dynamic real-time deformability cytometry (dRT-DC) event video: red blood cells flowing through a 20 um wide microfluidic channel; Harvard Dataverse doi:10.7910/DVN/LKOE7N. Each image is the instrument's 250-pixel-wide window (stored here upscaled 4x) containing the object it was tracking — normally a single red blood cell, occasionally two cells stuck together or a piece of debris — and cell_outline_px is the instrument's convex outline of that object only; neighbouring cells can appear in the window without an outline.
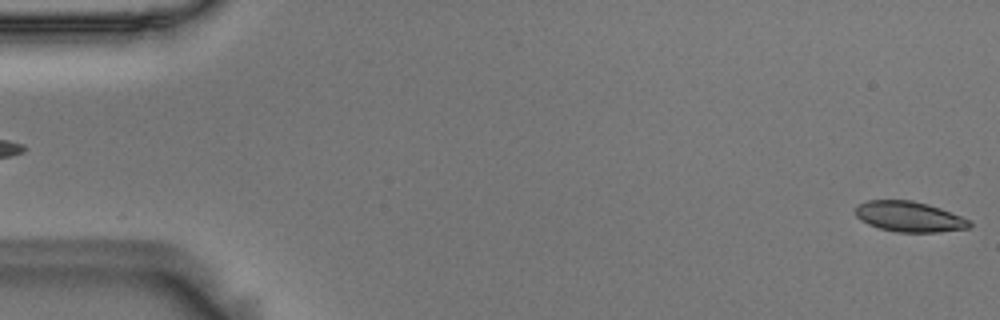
{"species": "Egyptian fruit bat (a non-hibernating species)", "species_latin": "Rousettus aegyptiacus", "temperature_condition": "room temperature", "stored_images_in_passage": 56, "camera_frame_rate_fps": 3000, "um_per_image_px": 0.085, "animal": {"sex": "male"}, "frame": {"image": 1, "passage_image": 1, "time_ms": 0.0, "image_size_px": [1000, 320], "cell_outline_px": [[972, 224], [968, 228], [940, 232], [896, 232], [880, 228], [868, 224], [860, 220], [856, 216], [856, 208], [860, 204], [868, 200], [908, 200], [928, 204], [940, 208], [960, 216], [968, 220]], "centroid_in_image_um": [77.27, 18.42], "position_along_channel_um": 7.7, "area_um2": 20.0}}
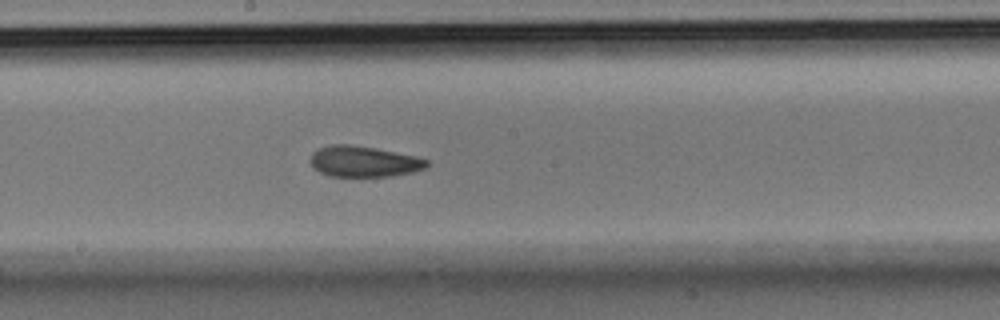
{"frame": {"image": 2, "passage_image": 30, "time_ms": 9.667, "image_size_px": [1000, 320], "cell_outline_px": [[428, 164], [424, 168], [412, 172], [388, 176], [328, 176], [312, 168], [312, 152], [320, 148], [332, 144], [352, 144], [376, 148], [416, 156], [428, 160]], "centroid_in_image_um": [30.91, 13.72], "position_along_channel_um": 217.3, "area_um2": 20.81}}
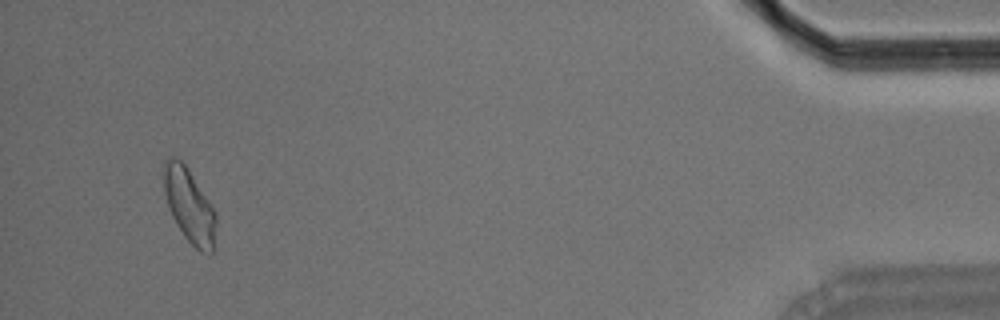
{"frame": {"image": 3, "passage_image": 53, "time_ms": 17.333, "image_size_px": [1000, 320], "cell_outline_px": [[216, 224], [212, 252], [200, 252], [184, 236], [176, 224], [172, 216], [164, 192], [164, 160], [172, 156], [176, 156], [188, 168], [212, 204], [216, 212]], "centroid_in_image_um": [16.1, 17.44], "position_along_channel_um": 419.1, "area_um2": 22.43}, "authors_computed_cell_mechanics": {"area_um2": 21.2704, "velocity_mm_per_s": 3.5975, "shape_relaxation_time_tau1_ms": 6.7348, "shape_relaxation_time_tau2_ms": 3.8656, "deformation_change_tau1": 0.1635, "deformation_change_tau2": 0.0811}}